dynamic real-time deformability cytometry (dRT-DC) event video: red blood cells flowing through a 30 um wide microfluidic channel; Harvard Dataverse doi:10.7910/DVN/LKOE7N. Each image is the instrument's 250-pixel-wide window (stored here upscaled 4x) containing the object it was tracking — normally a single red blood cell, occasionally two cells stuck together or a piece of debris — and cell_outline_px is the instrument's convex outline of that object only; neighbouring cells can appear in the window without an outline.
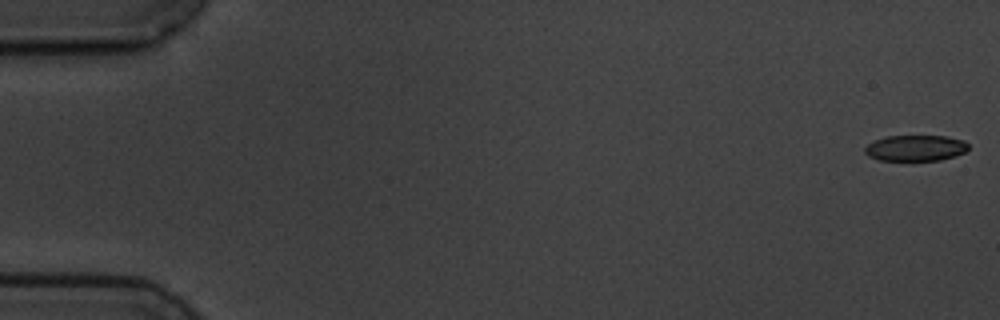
{"species": "common noctule bat (a hibernating species)", "species_latin": "Nyctalus noctula", "temperature_condition": "cold", "stored_images_in_passage": 4, "camera_frame_rate_fps": 3000, "um_per_image_px": 0.085, "animal": {"sex": "male", "body_mass_g": 19.5, "forearm_length_mm": 54.6}, "frame": {"image": 1, "passage_image": 1, "time_ms": 0.0, "image_size_px": [1000, 320], "cell_outline_px": [[968, 148], [964, 152], [956, 156], [940, 160], [880, 160], [868, 156], [864, 152], [864, 148], [872, 140], [888, 136], [948, 136], [964, 140], [968, 144]], "centroid_in_image_um": [77.81, 12.57], "position_along_channel_um": 7.2, "area_um2": 15.72}}
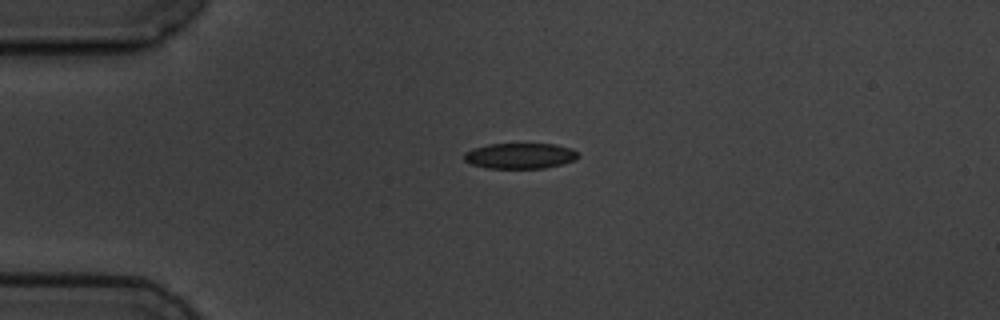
{"frame": {"image": 2, "passage_image": 4, "time_ms": 4.333, "image_size_px": [1000, 320], "cell_outline_px": [[580, 156], [576, 160], [544, 168], [488, 168], [472, 164], [464, 160], [464, 152], [488, 144], [556, 144], [572, 148]], "centroid_in_image_um": [44.23, 13.24], "position_along_channel_um": 40.8, "area_um2": 16.94}}